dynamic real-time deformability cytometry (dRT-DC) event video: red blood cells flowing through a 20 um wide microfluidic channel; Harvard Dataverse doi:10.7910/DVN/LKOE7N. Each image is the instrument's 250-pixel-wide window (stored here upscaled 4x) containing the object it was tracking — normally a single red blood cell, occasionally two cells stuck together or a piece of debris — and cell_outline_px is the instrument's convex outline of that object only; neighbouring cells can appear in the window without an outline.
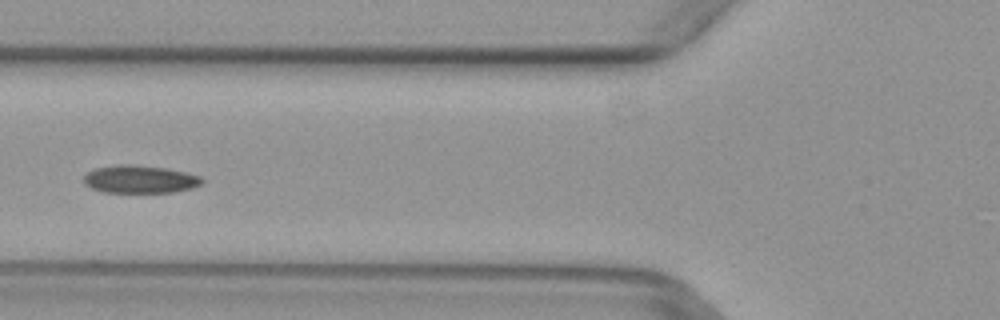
{"species": "common noctule bat (a hibernating species)", "species_latin": "Nyctalus noctula", "temperature_condition": "warm", "stored_images_in_passage": 6, "camera_frame_rate_fps": 3000, "um_per_image_px": 0.085, "animal": {"sex": "female", "body_mass_g": 29.2, "forearm_length_mm": 56.3}, "frame": {"image": 1, "passage_image": 5, "time_ms": 1.333, "image_size_px": [1000, 320], "cell_outline_px": [[204, 180], [200, 184], [192, 188], [172, 192], [104, 192], [92, 188], [84, 184], [84, 176], [88, 172], [96, 168], [116, 164], [136, 164], [168, 168], [188, 172], [200, 176]], "centroid_in_image_um": [11.91, 15.22], "position_along_channel_um": 113.9, "area_um2": 19.31}}